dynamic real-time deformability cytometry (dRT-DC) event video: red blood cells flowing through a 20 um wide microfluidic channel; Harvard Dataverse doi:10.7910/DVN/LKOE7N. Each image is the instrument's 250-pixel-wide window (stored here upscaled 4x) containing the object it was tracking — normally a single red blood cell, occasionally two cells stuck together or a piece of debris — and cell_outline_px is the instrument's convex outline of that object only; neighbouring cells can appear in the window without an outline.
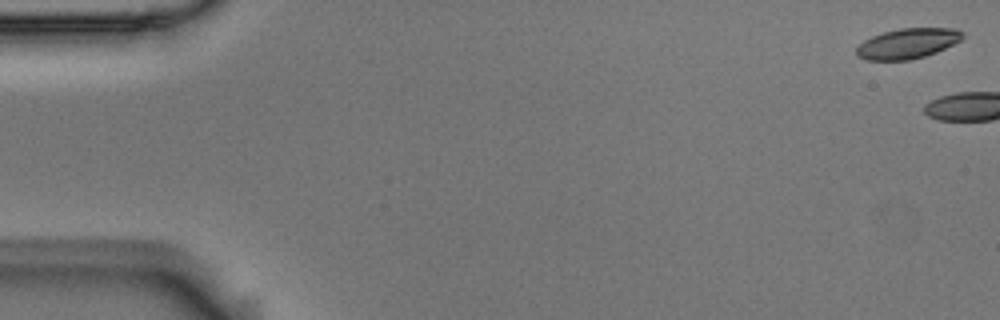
{"species": "Egyptian fruit bat (a non-hibernating species)", "species_latin": "Rousettus aegyptiacus", "temperature_condition": "room temperature", "stored_images_in_passage": 4, "camera_frame_rate_fps": 3000, "um_per_image_px": 0.085, "animal": {"sex": "male"}, "frame": {"image": 1, "passage_image": 1, "time_ms": 0.0, "image_size_px": [1000, 320], "cell_outline_px": [[964, 36], [960, 40], [936, 52], [912, 60], [868, 60], [856, 56], [856, 48], [864, 40], [872, 36], [884, 32], [900, 28], [956, 28], [964, 32]], "centroid_in_image_um": [77.14, 3.69], "position_along_channel_um": 7.9, "area_um2": 18.67}}